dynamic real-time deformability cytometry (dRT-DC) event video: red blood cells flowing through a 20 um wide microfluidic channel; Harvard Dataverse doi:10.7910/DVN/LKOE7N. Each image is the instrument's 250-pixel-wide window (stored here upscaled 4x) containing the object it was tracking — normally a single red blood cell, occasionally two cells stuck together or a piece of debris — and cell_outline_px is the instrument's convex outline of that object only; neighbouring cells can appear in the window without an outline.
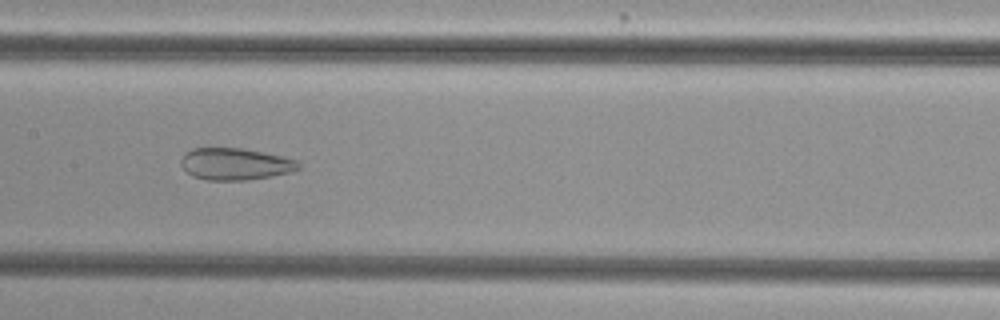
{"species": "common noctule bat (a hibernating species)", "species_latin": "Nyctalus noctula", "temperature_condition": "cold", "stored_images_in_passage": 51, "segment_of_instrument_passage": [1, 2], "camera_frame_rate_fps": 3000, "um_per_image_px": 0.085, "animal": {"sex": "female", "body_mass_g": 29.2, "forearm_length_mm": 56.3}, "frame": {"image": 1, "passage_image": 24, "time_ms": 7.667, "image_size_px": [1000, 320], "cell_outline_px": [[300, 168], [292, 172], [248, 180], [208, 180], [192, 176], [180, 164], [180, 160], [184, 152], [192, 148], [240, 148], [264, 152], [284, 156], [296, 160], [300, 164]], "centroid_in_image_um": [19.99, 13.93], "position_along_channel_um": 187.4, "area_um2": 21.96}}
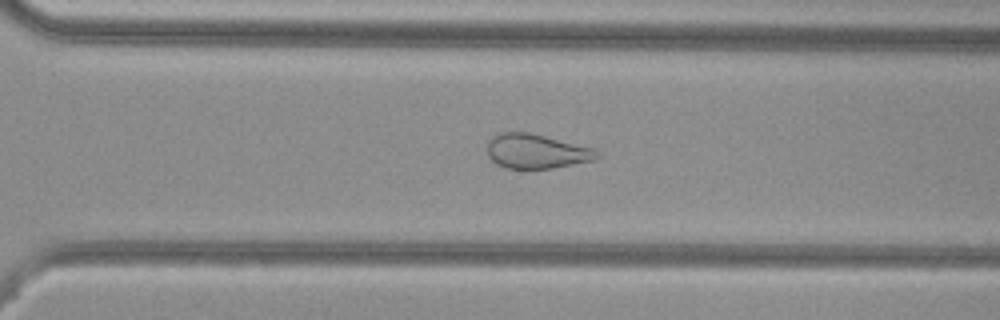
{"frame": {"image": 2, "passage_image": 35, "time_ms": 11.333, "image_size_px": [1000, 320], "cell_outline_px": [[600, 156], [596, 160], [552, 168], [504, 168], [496, 164], [488, 156], [488, 140], [492, 136], [500, 132], [528, 132], [592, 148], [600, 152]], "centroid_in_image_um": [45.58, 12.86], "position_along_channel_um": 325.0, "area_um2": 21.96}}
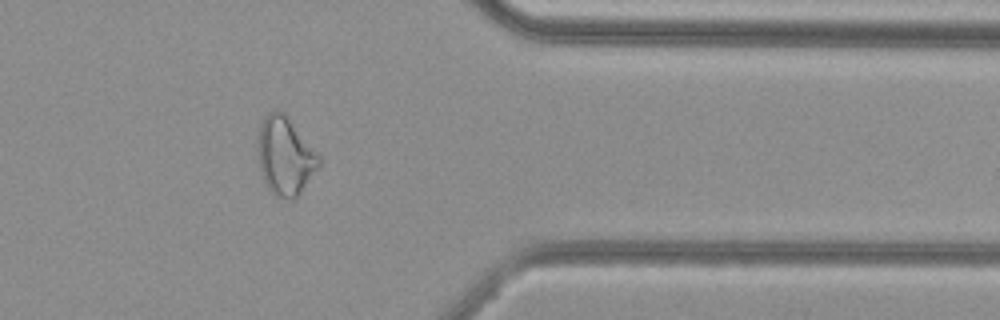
{"frame": {"image": 3, "passage_image": 41, "time_ms": 13.333, "image_size_px": [1000, 320], "cell_outline_px": [[324, 160], [300, 192], [292, 200], [288, 200], [276, 196], [268, 188], [264, 180], [260, 168], [256, 148], [260, 124], [264, 116], [268, 112], [276, 108], [284, 112], [288, 116]], "centroid_in_image_um": [24.23, 13.22], "position_along_channel_um": 387.2, "area_um2": 28.21}}